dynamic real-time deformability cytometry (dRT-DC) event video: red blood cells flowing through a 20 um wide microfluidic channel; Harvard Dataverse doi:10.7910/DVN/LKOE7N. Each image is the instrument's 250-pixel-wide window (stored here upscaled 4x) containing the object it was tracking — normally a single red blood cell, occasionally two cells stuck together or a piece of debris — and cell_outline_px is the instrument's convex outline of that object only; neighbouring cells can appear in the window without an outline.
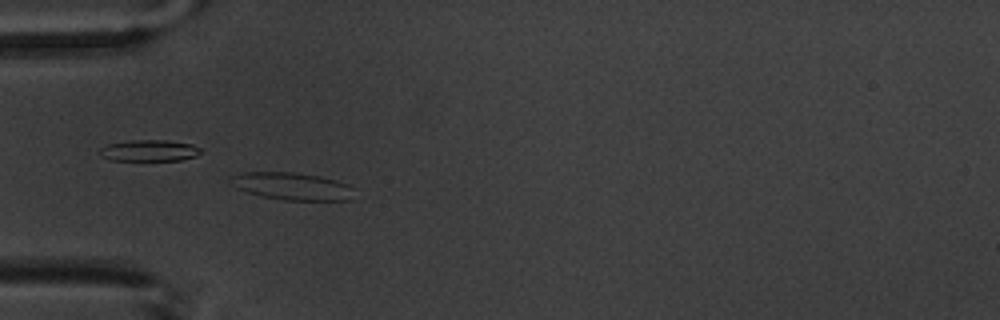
{"species": "common noctule bat (a hibernating species)", "species_latin": "Nyctalus noctula", "temperature_condition": "warm", "stored_images_in_passage": 5, "camera_frame_rate_fps": 3000, "um_per_image_px": 0.085, "animal": {"sex": "male", "body_mass_g": 20.1, "forearm_length_mm": 53.5}, "frame": {"image": 1, "passage_image": 4, "time_ms": 4.0, "image_size_px": [1000, 320], "cell_outline_px": [[356, 188], [352, 200], [284, 200], [264, 196], [248, 192], [236, 188], [228, 184], [228, 176], [244, 172], [292, 172], [320, 176], [336, 180], [348, 184]], "centroid_in_image_um": [24.83, 15.82], "position_along_channel_um": 60.2, "area_um2": 20.06}}
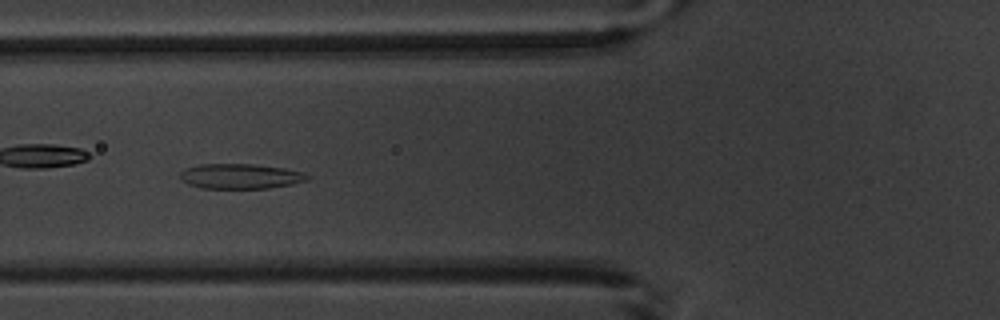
{"frame": {"image": 2, "passage_image": 5, "time_ms": 5.333, "image_size_px": [1000, 320], "cell_outline_px": [[312, 176], [308, 180], [292, 184], [268, 188], [200, 188], [188, 184], [180, 176], [180, 172], [188, 168], [200, 164], [256, 164], [284, 168], [304, 172]], "centroid_in_image_um": [20.49, 14.98], "position_along_channel_um": 105.3, "area_um2": 18.55}}